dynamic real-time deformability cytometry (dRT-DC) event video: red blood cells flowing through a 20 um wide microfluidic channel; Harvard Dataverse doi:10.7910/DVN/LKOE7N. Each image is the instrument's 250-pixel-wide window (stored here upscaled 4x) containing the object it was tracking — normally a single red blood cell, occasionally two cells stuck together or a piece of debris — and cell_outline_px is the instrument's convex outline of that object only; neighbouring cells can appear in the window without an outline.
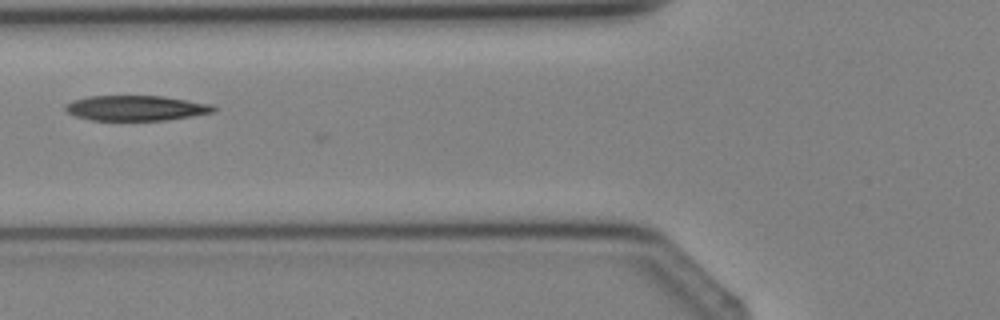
{"species": "Egyptian fruit bat (a non-hibernating species)", "species_latin": "Rousettus aegyptiacus", "temperature_condition": "cold", "stored_images_in_passage": 3, "camera_frame_rate_fps": 3000, "um_per_image_px": 0.085, "animal": {"sex": "female"}, "frame": {"image": 1, "passage_image": 3, "time_ms": 2.333, "image_size_px": [1000, 320], "cell_outline_px": [[216, 112], [168, 120], [92, 120], [76, 116], [68, 112], [64, 108], [64, 104], [72, 100], [88, 96], [164, 96], [212, 104], [216, 108]], "centroid_in_image_um": [11.57, 9.18], "position_along_channel_um": 114.2, "area_um2": 21.85}}